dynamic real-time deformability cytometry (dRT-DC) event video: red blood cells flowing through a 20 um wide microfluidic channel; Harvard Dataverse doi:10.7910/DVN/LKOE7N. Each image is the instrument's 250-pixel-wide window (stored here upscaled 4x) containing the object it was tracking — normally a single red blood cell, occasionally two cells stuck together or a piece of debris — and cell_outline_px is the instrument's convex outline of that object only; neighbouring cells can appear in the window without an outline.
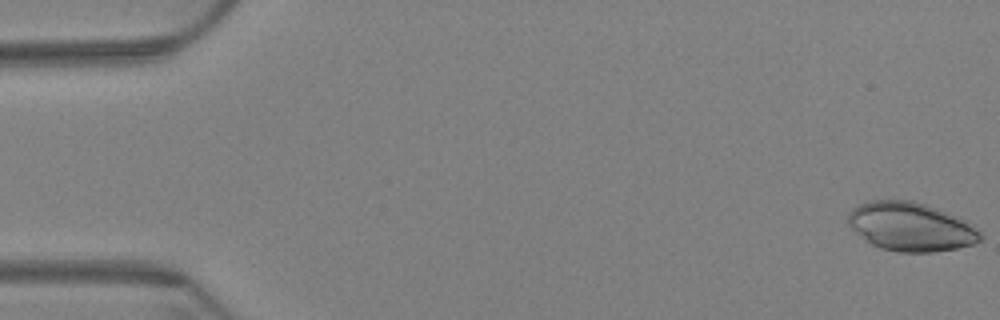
{"species": "Egyptian fruit bat (a non-hibernating species)", "species_latin": "Rousettus aegyptiacus", "temperature_condition": "warm", "stored_images_in_passage": 5, "camera_frame_rate_fps": 3000, "um_per_image_px": 0.085, "animal": {"sex": "female"}, "frame": {"image": 1, "passage_image": 1, "time_ms": 0.0, "image_size_px": [1000, 320], "cell_outline_px": [[984, 236], [980, 240], [972, 244], [956, 248], [932, 252], [900, 252], [880, 248], [864, 240], [848, 224], [848, 212], [852, 208], [860, 204], [872, 200], [912, 200], [948, 212], [968, 220]], "centroid_in_image_um": [77.42, 19.26], "position_along_channel_um": 7.6, "area_um2": 37.63}}
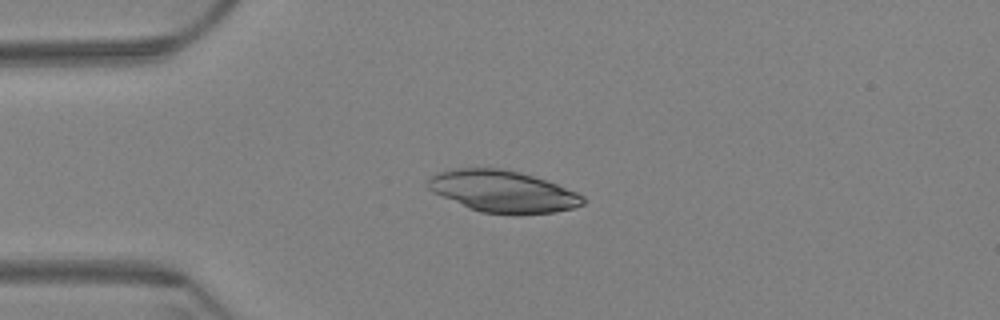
{"frame": {"image": 2, "passage_image": 3, "time_ms": 0.667, "image_size_px": [1000, 320], "cell_outline_px": [[584, 204], [572, 208], [552, 212], [480, 212], [468, 208], [432, 192], [428, 188], [428, 180], [432, 176], [440, 172], [452, 168], [500, 168], [520, 172], [556, 184], [576, 192], [584, 196]], "centroid_in_image_um": [42.69, 16.24], "position_along_channel_um": 42.3, "area_um2": 36.76}}